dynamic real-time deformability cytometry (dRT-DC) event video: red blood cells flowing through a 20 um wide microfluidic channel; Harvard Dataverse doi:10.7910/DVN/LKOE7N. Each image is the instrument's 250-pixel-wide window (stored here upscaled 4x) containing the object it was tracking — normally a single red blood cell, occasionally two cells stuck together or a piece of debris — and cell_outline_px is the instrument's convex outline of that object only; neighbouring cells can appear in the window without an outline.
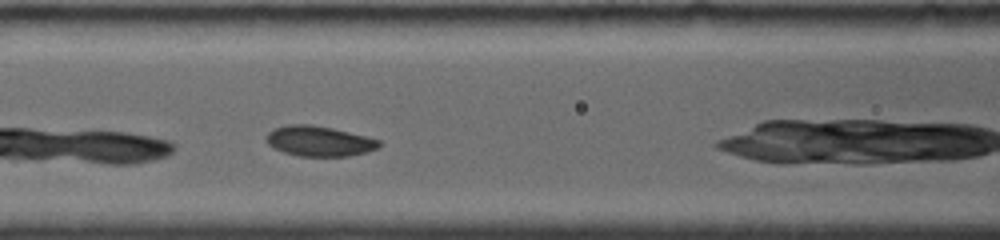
{"species": "common noctule bat (a hibernating species)", "species_latin": "Nyctalus noctula", "temperature_condition": "room temperature", "stored_images_in_passage": 5, "camera_frame_rate_fps": 4000, "um_per_image_px": 0.085, "animal": {"sex": "female", "body_mass_g": 19.0, "forearm_length_mm": 56.7}, "frame": {"image": 1, "passage_image": 5, "time_ms": 2.25, "image_size_px": [1000, 240], "cell_outline_px": [[380, 144], [376, 148], [364, 152], [348, 156], [300, 156], [284, 152], [272, 148], [264, 140], [264, 136], [272, 128], [288, 124], [312, 124], [332, 128], [380, 140]], "centroid_in_image_um": [27.02, 11.98], "position_along_channel_um": 139.6, "area_um2": 19.88}}